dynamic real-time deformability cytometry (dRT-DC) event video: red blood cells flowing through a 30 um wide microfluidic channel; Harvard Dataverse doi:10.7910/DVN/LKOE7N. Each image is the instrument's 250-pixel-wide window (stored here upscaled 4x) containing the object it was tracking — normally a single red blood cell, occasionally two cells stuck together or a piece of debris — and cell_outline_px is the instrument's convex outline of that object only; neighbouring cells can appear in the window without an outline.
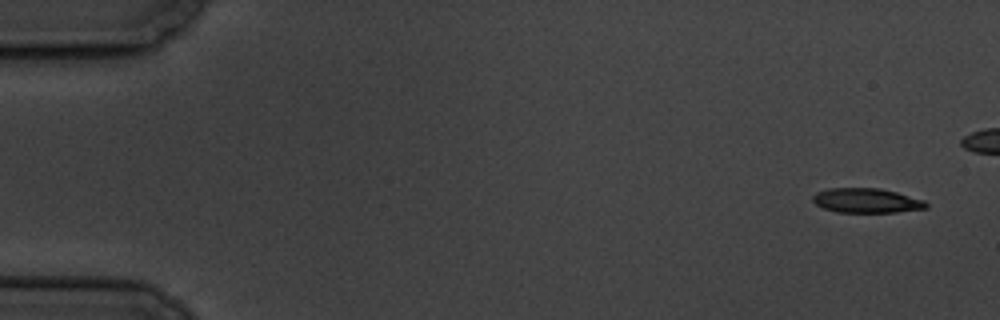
{"species": "common noctule bat (a hibernating species)", "species_latin": "Nyctalus noctula", "temperature_condition": "cold", "stored_images_in_passage": 6, "camera_frame_rate_fps": 3000, "um_per_image_px": 0.085, "animal": {"sex": "male", "body_mass_g": 19.5, "forearm_length_mm": 54.6}, "frame": {"image": 1, "passage_image": 1, "time_ms": 0.0, "image_size_px": [1000, 320], "cell_outline_px": [[928, 208], [896, 212], [836, 212], [824, 208], [816, 204], [812, 200], [812, 196], [816, 192], [828, 188], [880, 188], [896, 192], [924, 200], [928, 204]], "centroid_in_image_um": [73.64, 17.04], "position_along_channel_um": 11.4, "area_um2": 16.24}}